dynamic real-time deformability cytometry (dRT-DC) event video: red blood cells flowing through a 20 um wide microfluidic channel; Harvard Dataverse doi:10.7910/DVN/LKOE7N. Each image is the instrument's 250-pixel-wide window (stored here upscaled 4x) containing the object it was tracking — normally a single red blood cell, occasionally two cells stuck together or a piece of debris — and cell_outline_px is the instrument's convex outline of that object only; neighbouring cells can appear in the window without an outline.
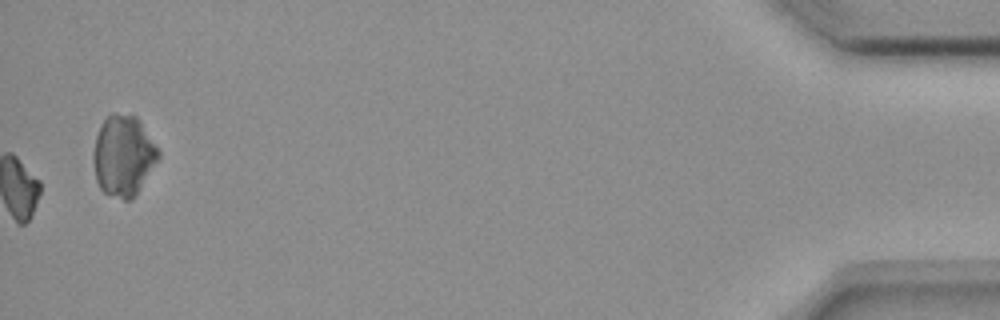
{"species": "common noctule bat (a hibernating species)", "species_latin": "Nyctalus noctula", "temperature_condition": "room temperature", "stored_images_in_passage": 56, "segment_of_instrument_passage": [2, 2], "camera_frame_rate_fps": 3000, "um_per_image_px": 0.085, "animal": {"sex": "female", "body_mass_g": 18.4}, "frame": {"image": 1, "passage_image": 56, "time_ms": 18.333, "image_size_px": [1000, 320], "cell_outline_px": [[160, 156], [132, 200], [124, 200], [108, 196], [100, 188], [96, 180], [92, 160], [92, 152], [96, 136], [100, 124], [112, 112], [116, 112], [136, 116], [140, 120], [160, 148]], "centroid_in_image_um": [10.48, 13.22], "position_along_channel_um": 424.7, "area_um2": 31.15}}